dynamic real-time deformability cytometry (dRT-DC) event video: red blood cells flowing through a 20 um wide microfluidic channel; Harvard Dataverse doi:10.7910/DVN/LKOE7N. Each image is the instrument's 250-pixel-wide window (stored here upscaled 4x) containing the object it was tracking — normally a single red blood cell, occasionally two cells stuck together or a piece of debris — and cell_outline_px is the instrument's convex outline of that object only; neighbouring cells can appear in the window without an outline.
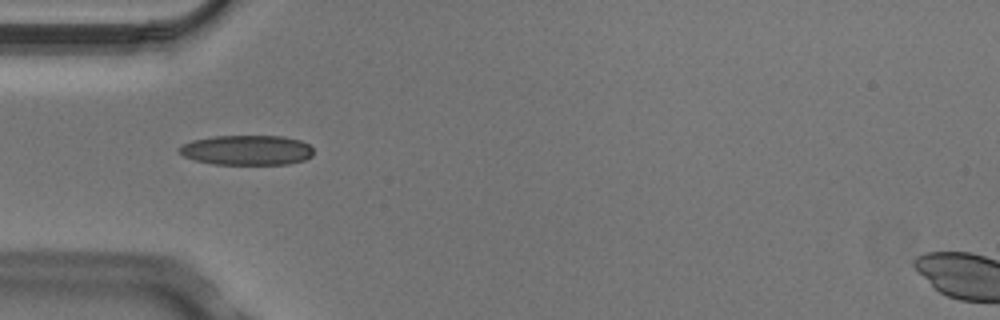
{"species": "Egyptian fruit bat (a non-hibernating species)", "species_latin": "Rousettus aegyptiacus", "temperature_condition": "cold", "stored_images_in_passage": 3, "camera_frame_rate_fps": 3000, "um_per_image_px": 0.085, "animal": {"sex": "male"}, "frame": {"image": 1, "passage_image": 3, "time_ms": 0.667, "image_size_px": [1000, 320], "cell_outline_px": [[312, 156], [304, 160], [288, 164], [212, 164], [196, 160], [184, 156], [176, 148], [192, 140], [216, 136], [284, 136], [300, 140], [308, 144], [312, 148]], "centroid_in_image_um": [20.99, 12.76], "position_along_channel_um": 64.0, "area_um2": 23.35}}